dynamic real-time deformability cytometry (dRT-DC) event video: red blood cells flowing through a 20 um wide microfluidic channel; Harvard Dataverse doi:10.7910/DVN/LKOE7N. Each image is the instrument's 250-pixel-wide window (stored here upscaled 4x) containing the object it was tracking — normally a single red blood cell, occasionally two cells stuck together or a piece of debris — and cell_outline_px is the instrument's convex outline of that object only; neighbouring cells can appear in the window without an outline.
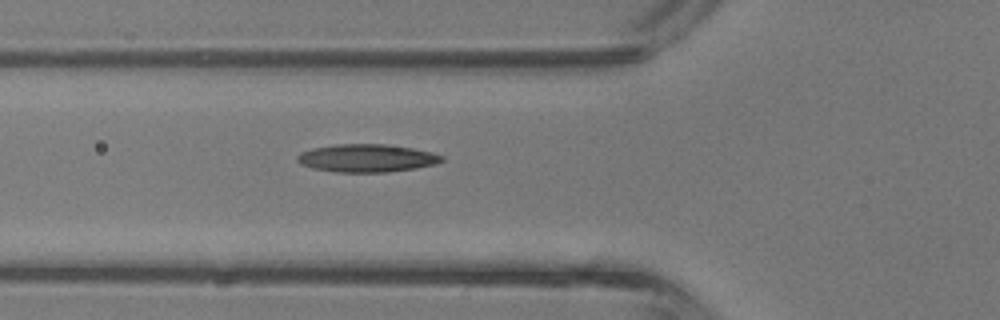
{"species": "common noctule bat (a hibernating species)", "species_latin": "Nyctalus noctula", "temperature_condition": "room temperature", "stored_images_in_passage": 28, "camera_frame_rate_fps": 3000, "um_per_image_px": 0.085, "animal": {"sex": "male", "body_mass_g": 13.3}, "frame": {"image": 1, "passage_image": 2, "time_ms": 0.333, "image_size_px": [1000, 320], "cell_outline_px": [[444, 160], [436, 164], [416, 168], [388, 172], [336, 172], [312, 168], [300, 164], [296, 160], [296, 156], [300, 152], [312, 148], [336, 144], [388, 144], [412, 148], [432, 152], [444, 156]], "centroid_in_image_um": [31.17, 13.44], "position_along_channel_um": 94.6, "area_um2": 23.7}}
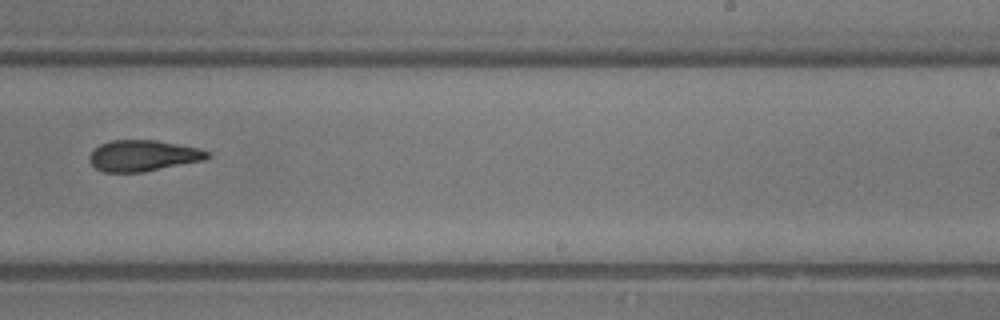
{"frame": {"image": 2, "passage_image": 13, "time_ms": 4.0, "image_size_px": [1000, 320], "cell_outline_px": [[212, 156], [204, 160], [144, 172], [104, 172], [96, 168], [88, 160], [88, 156], [100, 144], [112, 140], [156, 140], [200, 148], [212, 152]], "centroid_in_image_um": [12.2, 13.23], "position_along_channel_um": 276.8, "area_um2": 21.5}}
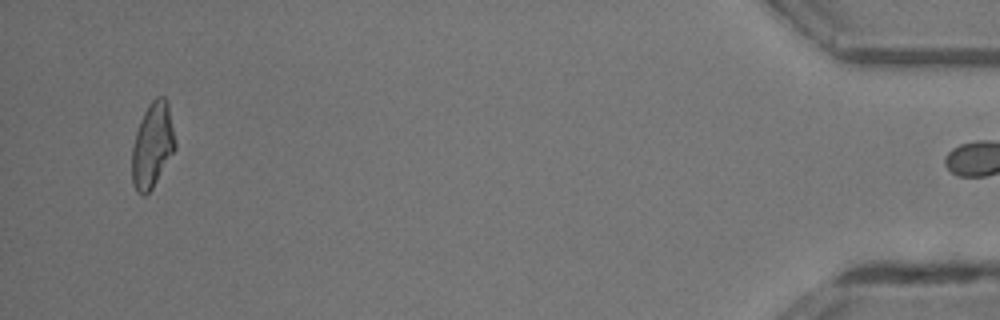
{"frame": {"image": 3, "passage_image": 27, "time_ms": 8.667, "image_size_px": [1000, 320], "cell_outline_px": [[176, 148], [152, 188], [144, 196], [132, 184], [132, 148], [136, 132], [144, 112], [148, 104], [156, 96], [164, 96], [168, 104], [176, 144]], "centroid_in_image_um": [12.96, 12.32], "position_along_channel_um": 422.2, "area_um2": 21.1}}